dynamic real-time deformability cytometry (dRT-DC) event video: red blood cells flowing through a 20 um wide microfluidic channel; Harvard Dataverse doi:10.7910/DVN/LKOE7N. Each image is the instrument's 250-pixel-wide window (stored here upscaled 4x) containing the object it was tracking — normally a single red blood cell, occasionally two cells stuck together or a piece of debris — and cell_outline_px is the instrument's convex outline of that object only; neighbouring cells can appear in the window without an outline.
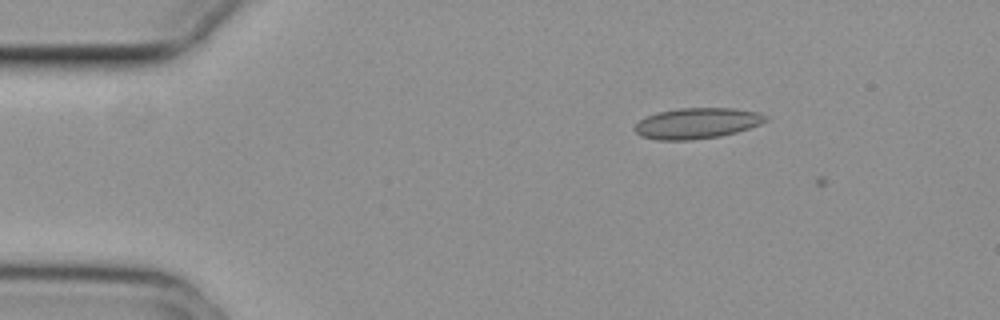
{"species": "common noctule bat (a hibernating species)", "species_latin": "Nyctalus noctula", "temperature_condition": "cold", "stored_images_in_passage": 5, "camera_frame_rate_fps": 3000, "um_per_image_px": 0.085, "animal": {"sex": "female", "body_mass_g": 29.2, "forearm_length_mm": 56.3}, "frame": {"image": 1, "passage_image": 4, "time_ms": 1.0, "image_size_px": [1000, 320], "cell_outline_px": [[768, 120], [760, 124], [736, 132], [720, 136], [692, 140], [656, 140], [640, 136], [632, 128], [640, 120], [656, 112], [680, 108], [732, 108], [756, 112], [768, 116]], "centroid_in_image_um": [59.21, 10.48], "position_along_channel_um": 25.8, "area_um2": 23.47}}